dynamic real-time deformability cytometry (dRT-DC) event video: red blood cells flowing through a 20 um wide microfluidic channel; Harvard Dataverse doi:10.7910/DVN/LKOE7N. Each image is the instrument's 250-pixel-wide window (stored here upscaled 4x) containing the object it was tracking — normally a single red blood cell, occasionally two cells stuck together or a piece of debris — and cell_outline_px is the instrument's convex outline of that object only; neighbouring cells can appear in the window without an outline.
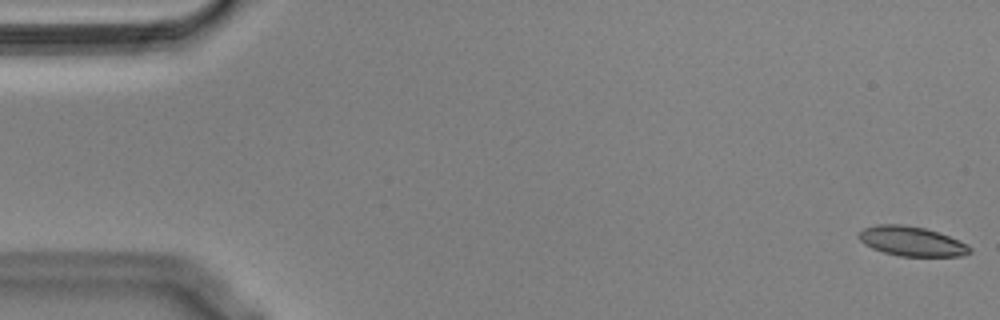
{"species": "Egyptian fruit bat (a non-hibernating species)", "species_latin": "Rousettus aegyptiacus", "temperature_condition": "cold", "stored_images_in_passage": 56, "camera_frame_rate_fps": 3000, "um_per_image_px": 0.085, "animal": {"sex": "male"}, "frame": {"image": 1, "passage_image": 1, "time_ms": 0.0, "image_size_px": [1000, 320], "cell_outline_px": [[972, 252], [960, 256], [900, 256], [884, 252], [872, 248], [864, 244], [856, 236], [856, 232], [864, 228], [880, 224], [900, 224], [924, 228], [948, 236], [968, 244], [972, 248]], "centroid_in_image_um": [77.46, 20.51], "position_along_channel_um": 7.5, "area_um2": 19.13}}
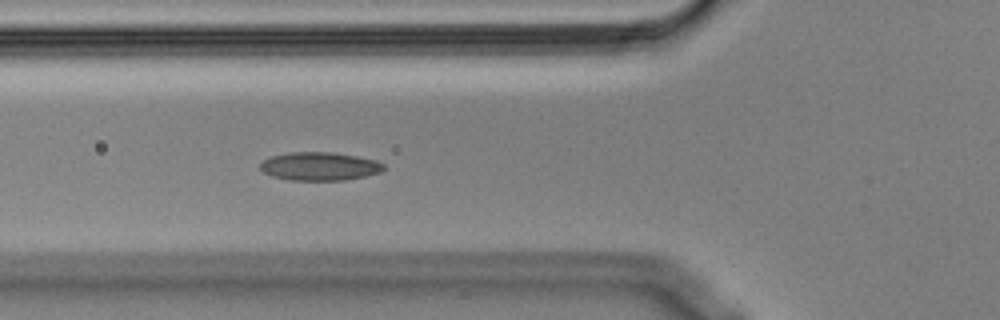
{"frame": {"image": 2, "passage_image": 20, "time_ms": 6.333, "image_size_px": [1000, 320], "cell_outline_px": [[384, 168], [380, 172], [364, 176], [344, 180], [292, 180], [272, 176], [264, 172], [260, 168], [260, 164], [264, 160], [272, 156], [288, 152], [332, 152], [356, 156], [376, 160], [384, 164]], "centroid_in_image_um": [27.16, 14.13], "position_along_channel_um": 98.6, "area_um2": 20.23}}
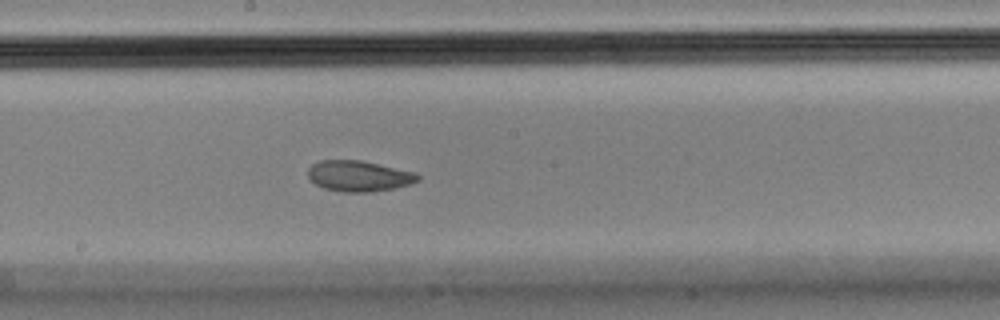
{"frame": {"image": 3, "passage_image": 30, "time_ms": 9.667, "image_size_px": [1000, 320], "cell_outline_px": [[420, 180], [396, 188], [372, 192], [340, 192], [324, 188], [316, 184], [308, 176], [308, 168], [312, 164], [320, 160], [360, 160], [416, 172], [420, 176]], "centroid_in_image_um": [30.51, 14.96], "position_along_channel_um": 217.7, "area_um2": 19.77}, "authors_computed_cell_mechanics": {"area_um2": 20.2589, "velocity_mm_per_s": 3.5612, "shape_relaxation_time_tau1_ms": null, "shape_relaxation_time_tau2_ms": 2.6803, "deformation_change_tau1": null, "deformation_change_tau2": 0.0772}}